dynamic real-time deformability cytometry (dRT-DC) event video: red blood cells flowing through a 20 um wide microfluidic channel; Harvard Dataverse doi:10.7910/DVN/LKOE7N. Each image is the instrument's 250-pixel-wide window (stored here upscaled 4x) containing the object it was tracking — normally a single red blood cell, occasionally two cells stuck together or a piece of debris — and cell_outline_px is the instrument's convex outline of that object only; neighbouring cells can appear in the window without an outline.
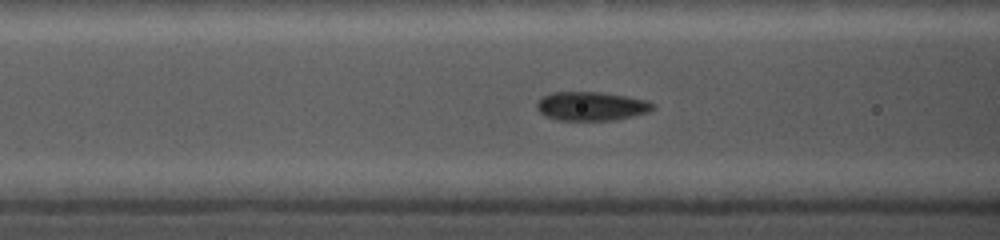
{"species": "common noctule bat (a hibernating species)", "species_latin": "Nyctalus noctula", "temperature_condition": "cold", "stored_images_in_passage": 13, "camera_frame_rate_fps": 5000, "um_per_image_px": 0.085, "animal": {"sex": "female", "body_mass_g": 19.0, "forearm_length_mm": 56.7}, "frame": {"image": 1, "passage_image": 6, "time_ms": 1.8, "image_size_px": [1000, 240], "cell_outline_px": [[656, 108], [648, 112], [616, 120], [556, 120], [544, 116], [536, 108], [536, 104], [540, 96], [552, 92], [600, 92], [648, 100], [656, 104]], "centroid_in_image_um": [50.25, 9.02], "position_along_channel_um": 116.4, "area_um2": 19.77}}